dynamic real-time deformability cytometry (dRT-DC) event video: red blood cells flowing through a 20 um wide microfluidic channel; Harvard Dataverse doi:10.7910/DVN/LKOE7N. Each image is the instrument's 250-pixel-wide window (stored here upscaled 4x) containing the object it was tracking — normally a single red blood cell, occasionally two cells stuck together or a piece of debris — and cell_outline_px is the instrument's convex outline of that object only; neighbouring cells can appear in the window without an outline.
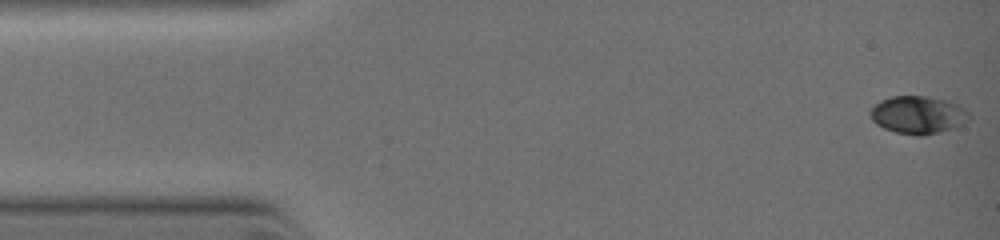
{"species": "common noctule bat (a hibernating species)", "species_latin": "Nyctalus noctula", "temperature_condition": "warm", "stored_images_in_passage": 13, "camera_frame_rate_fps": 3000, "um_per_image_px": 0.085, "animal": {"sex": "female", "body_mass_g": 19.0, "forearm_length_mm": 51.5}, "frame": {"image": 1, "passage_image": 1, "time_ms": 0.0, "image_size_px": [1000, 240], "cell_outline_px": [[972, 116], [968, 120], [952, 128], [940, 132], [924, 136], [916, 136], [896, 132], [884, 128], [876, 124], [872, 120], [868, 112], [880, 100], [892, 96], [924, 96], [944, 100], [956, 104], [964, 108]], "centroid_in_image_um": [78.0, 9.77], "position_along_channel_um": 7.0, "area_um2": 21.68}}
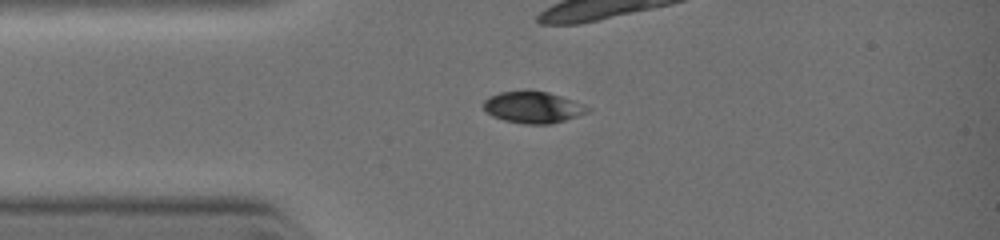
{"frame": {"image": 2, "passage_image": 8, "time_ms": 2.333, "image_size_px": [1000, 240], "cell_outline_px": [[592, 108], [588, 112], [552, 124], [524, 124], [504, 120], [492, 116], [484, 108], [484, 100], [488, 96], [500, 92], [520, 88], [528, 88], [548, 92], [584, 104]], "centroid_in_image_um": [45.28, 9.08], "position_along_channel_um": 39.7, "area_um2": 19.59}}